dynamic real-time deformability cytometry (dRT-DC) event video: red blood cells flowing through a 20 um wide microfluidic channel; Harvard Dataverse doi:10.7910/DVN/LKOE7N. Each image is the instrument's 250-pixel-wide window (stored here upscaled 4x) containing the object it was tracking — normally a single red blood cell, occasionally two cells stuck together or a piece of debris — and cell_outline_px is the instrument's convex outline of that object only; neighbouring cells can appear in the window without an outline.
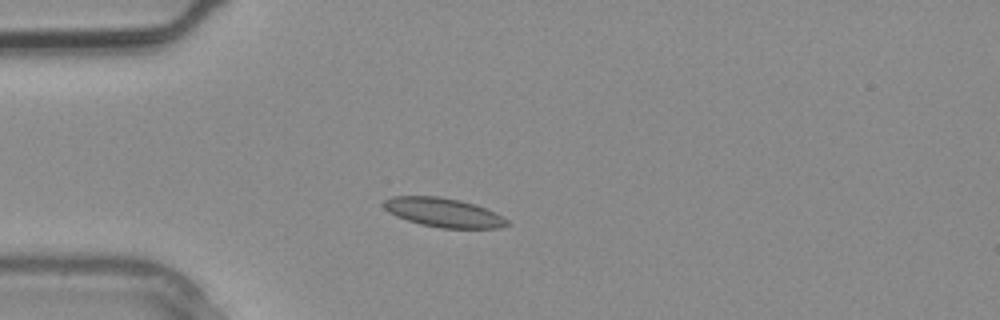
{"species": "common noctule bat (a hibernating species)", "species_latin": "Nyctalus noctula", "temperature_condition": "warm", "stored_images_in_passage": 1, "camera_frame_rate_fps": 3000, "um_per_image_px": 0.085, "animal": {"sex": "male", "body_mass_g": 20.4}, "frame": {"image": 1, "passage_image": 1, "time_ms": 0.0, "image_size_px": [1000, 320], "cell_outline_px": [[512, 224], [500, 228], [440, 228], [420, 224], [396, 216], [388, 212], [384, 208], [384, 200], [392, 196], [440, 196], [460, 200], [476, 204], [496, 212], [508, 220]], "centroid_in_image_um": [37.73, 18.06], "position_along_channel_um": 47.3, "area_um2": 21.1}}